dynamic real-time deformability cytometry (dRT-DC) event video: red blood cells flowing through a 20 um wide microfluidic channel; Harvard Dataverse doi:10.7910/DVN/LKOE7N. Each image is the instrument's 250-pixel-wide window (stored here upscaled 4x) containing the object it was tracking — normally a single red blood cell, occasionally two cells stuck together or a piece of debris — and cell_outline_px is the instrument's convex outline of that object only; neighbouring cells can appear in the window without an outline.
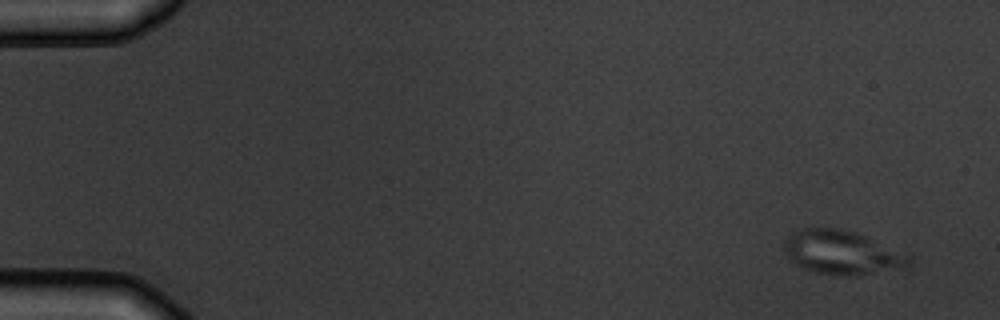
{"species": "common noctule bat (a hibernating species)", "species_latin": "Nyctalus noctula", "temperature_condition": "warm", "stored_images_in_passage": 5, "camera_frame_rate_fps": 3000, "um_per_image_px": 0.085, "animal": {"sex": "male", "body_mass_g": 19.5, "forearm_length_mm": 54.6}, "frame": {"image": 1, "passage_image": 1, "time_ms": 0.0, "image_size_px": [1000, 320], "cell_outline_px": [[912, 264], [904, 268], [856, 276], [840, 276], [816, 272], [792, 264], [788, 260], [784, 248], [784, 240], [792, 232], [804, 228], [840, 228], [856, 232], [912, 252]], "centroid_in_image_um": [71.67, 21.46], "position_along_channel_um": 13.3, "area_um2": 33.12}}